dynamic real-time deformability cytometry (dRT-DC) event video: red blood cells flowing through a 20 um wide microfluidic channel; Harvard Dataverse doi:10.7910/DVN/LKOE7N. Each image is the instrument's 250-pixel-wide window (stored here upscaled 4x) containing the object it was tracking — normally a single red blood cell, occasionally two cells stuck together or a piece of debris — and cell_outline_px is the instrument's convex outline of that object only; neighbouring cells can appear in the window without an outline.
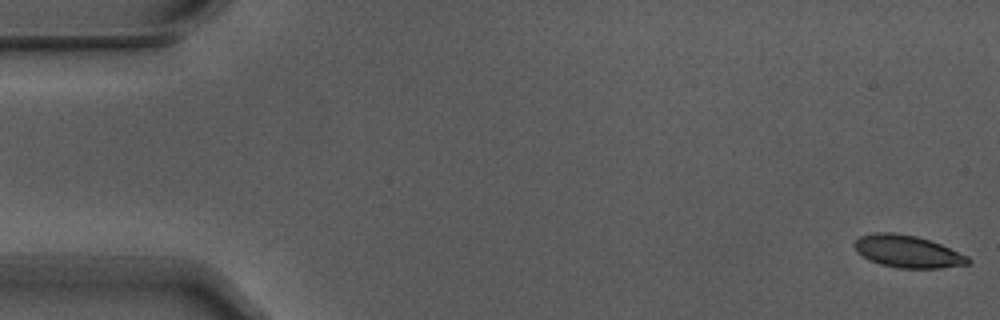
{"species": "Egyptian fruit bat (a non-hibernating species)", "species_latin": "Rousettus aegyptiacus", "temperature_condition": "warm", "stored_images_in_passage": 2, "segment_of_instrument_passage": [2, 2], "camera_frame_rate_fps": 3000, "um_per_image_px": 0.085, "animal": {"sex": "male"}, "frame": {"image": 1, "passage_image": 2, "time_ms": 0.333, "image_size_px": [1000, 320], "cell_outline_px": [[972, 264], [940, 268], [896, 268], [880, 264], [868, 260], [856, 252], [852, 244], [860, 236], [876, 232], [892, 232], [916, 236], [940, 244], [968, 256], [972, 260]], "centroid_in_image_um": [77.13, 21.38], "position_along_channel_um": 7.9, "area_um2": 21.56}}